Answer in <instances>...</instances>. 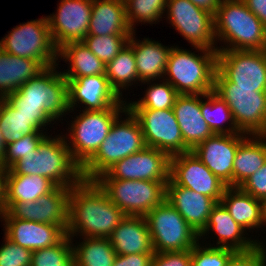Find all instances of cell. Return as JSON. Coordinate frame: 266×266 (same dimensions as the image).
<instances>
[{
    "label": "cell",
    "mask_w": 266,
    "mask_h": 266,
    "mask_svg": "<svg viewBox=\"0 0 266 266\" xmlns=\"http://www.w3.org/2000/svg\"><path fill=\"white\" fill-rule=\"evenodd\" d=\"M125 216L95 180L83 179L70 191L66 234L108 238Z\"/></svg>",
    "instance_id": "1"
},
{
    "label": "cell",
    "mask_w": 266,
    "mask_h": 266,
    "mask_svg": "<svg viewBox=\"0 0 266 266\" xmlns=\"http://www.w3.org/2000/svg\"><path fill=\"white\" fill-rule=\"evenodd\" d=\"M57 67L45 68L5 98L17 112L36 117L45 127L70 111L68 82Z\"/></svg>",
    "instance_id": "2"
},
{
    "label": "cell",
    "mask_w": 266,
    "mask_h": 266,
    "mask_svg": "<svg viewBox=\"0 0 266 266\" xmlns=\"http://www.w3.org/2000/svg\"><path fill=\"white\" fill-rule=\"evenodd\" d=\"M46 135L34 154L24 156L4 175H41L58 187L72 188L83 180L82 167L74 160L65 137Z\"/></svg>",
    "instance_id": "3"
},
{
    "label": "cell",
    "mask_w": 266,
    "mask_h": 266,
    "mask_svg": "<svg viewBox=\"0 0 266 266\" xmlns=\"http://www.w3.org/2000/svg\"><path fill=\"white\" fill-rule=\"evenodd\" d=\"M218 50H266V27L242 0H221L214 14ZM231 47V48H230Z\"/></svg>",
    "instance_id": "4"
},
{
    "label": "cell",
    "mask_w": 266,
    "mask_h": 266,
    "mask_svg": "<svg viewBox=\"0 0 266 266\" xmlns=\"http://www.w3.org/2000/svg\"><path fill=\"white\" fill-rule=\"evenodd\" d=\"M194 48L200 55L173 46L168 56L164 77L179 94L205 95L214 90L217 50Z\"/></svg>",
    "instance_id": "5"
},
{
    "label": "cell",
    "mask_w": 266,
    "mask_h": 266,
    "mask_svg": "<svg viewBox=\"0 0 266 266\" xmlns=\"http://www.w3.org/2000/svg\"><path fill=\"white\" fill-rule=\"evenodd\" d=\"M124 114L127 118L122 120L120 115L115 119L98 151L82 167L84 180H95L114 163L146 147L138 120L128 108Z\"/></svg>",
    "instance_id": "6"
},
{
    "label": "cell",
    "mask_w": 266,
    "mask_h": 266,
    "mask_svg": "<svg viewBox=\"0 0 266 266\" xmlns=\"http://www.w3.org/2000/svg\"><path fill=\"white\" fill-rule=\"evenodd\" d=\"M126 108L127 102L124 100L121 104L103 110H82L71 121V128L68 127L70 137L65 136V141L68 142L72 157L81 167L95 155L108 136L113 122Z\"/></svg>",
    "instance_id": "7"
},
{
    "label": "cell",
    "mask_w": 266,
    "mask_h": 266,
    "mask_svg": "<svg viewBox=\"0 0 266 266\" xmlns=\"http://www.w3.org/2000/svg\"><path fill=\"white\" fill-rule=\"evenodd\" d=\"M230 108L237 129L247 135H266V92L234 87L218 69L213 90Z\"/></svg>",
    "instance_id": "8"
},
{
    "label": "cell",
    "mask_w": 266,
    "mask_h": 266,
    "mask_svg": "<svg viewBox=\"0 0 266 266\" xmlns=\"http://www.w3.org/2000/svg\"><path fill=\"white\" fill-rule=\"evenodd\" d=\"M154 253L191 250L199 235L165 199L144 216Z\"/></svg>",
    "instance_id": "9"
},
{
    "label": "cell",
    "mask_w": 266,
    "mask_h": 266,
    "mask_svg": "<svg viewBox=\"0 0 266 266\" xmlns=\"http://www.w3.org/2000/svg\"><path fill=\"white\" fill-rule=\"evenodd\" d=\"M0 48L10 55L37 60L44 68L59 65L46 16L20 23L0 40Z\"/></svg>",
    "instance_id": "10"
},
{
    "label": "cell",
    "mask_w": 266,
    "mask_h": 266,
    "mask_svg": "<svg viewBox=\"0 0 266 266\" xmlns=\"http://www.w3.org/2000/svg\"><path fill=\"white\" fill-rule=\"evenodd\" d=\"M126 215L145 216L166 199L168 181L95 179Z\"/></svg>",
    "instance_id": "11"
},
{
    "label": "cell",
    "mask_w": 266,
    "mask_h": 266,
    "mask_svg": "<svg viewBox=\"0 0 266 266\" xmlns=\"http://www.w3.org/2000/svg\"><path fill=\"white\" fill-rule=\"evenodd\" d=\"M167 19L192 47L217 50L214 14L189 0H167ZM216 45V47H215Z\"/></svg>",
    "instance_id": "12"
},
{
    "label": "cell",
    "mask_w": 266,
    "mask_h": 266,
    "mask_svg": "<svg viewBox=\"0 0 266 266\" xmlns=\"http://www.w3.org/2000/svg\"><path fill=\"white\" fill-rule=\"evenodd\" d=\"M138 120L146 147L165 152L169 157L187 153L173 109H129Z\"/></svg>",
    "instance_id": "13"
},
{
    "label": "cell",
    "mask_w": 266,
    "mask_h": 266,
    "mask_svg": "<svg viewBox=\"0 0 266 266\" xmlns=\"http://www.w3.org/2000/svg\"><path fill=\"white\" fill-rule=\"evenodd\" d=\"M217 69L234 87L266 92V50H218Z\"/></svg>",
    "instance_id": "14"
},
{
    "label": "cell",
    "mask_w": 266,
    "mask_h": 266,
    "mask_svg": "<svg viewBox=\"0 0 266 266\" xmlns=\"http://www.w3.org/2000/svg\"><path fill=\"white\" fill-rule=\"evenodd\" d=\"M71 188L56 186L37 201L15 202L0 213L1 219H23L59 226L65 233L68 228L69 195Z\"/></svg>",
    "instance_id": "15"
},
{
    "label": "cell",
    "mask_w": 266,
    "mask_h": 266,
    "mask_svg": "<svg viewBox=\"0 0 266 266\" xmlns=\"http://www.w3.org/2000/svg\"><path fill=\"white\" fill-rule=\"evenodd\" d=\"M170 157L153 147L129 155L114 163L96 179L168 181Z\"/></svg>",
    "instance_id": "16"
},
{
    "label": "cell",
    "mask_w": 266,
    "mask_h": 266,
    "mask_svg": "<svg viewBox=\"0 0 266 266\" xmlns=\"http://www.w3.org/2000/svg\"><path fill=\"white\" fill-rule=\"evenodd\" d=\"M92 0H60L56 14L46 16L54 46L82 42L88 34Z\"/></svg>",
    "instance_id": "17"
},
{
    "label": "cell",
    "mask_w": 266,
    "mask_h": 266,
    "mask_svg": "<svg viewBox=\"0 0 266 266\" xmlns=\"http://www.w3.org/2000/svg\"><path fill=\"white\" fill-rule=\"evenodd\" d=\"M169 178L176 185L209 196L217 203L227 187L192 151L170 157Z\"/></svg>",
    "instance_id": "18"
},
{
    "label": "cell",
    "mask_w": 266,
    "mask_h": 266,
    "mask_svg": "<svg viewBox=\"0 0 266 266\" xmlns=\"http://www.w3.org/2000/svg\"><path fill=\"white\" fill-rule=\"evenodd\" d=\"M245 133L213 134L197 145L193 154L227 187H233V163Z\"/></svg>",
    "instance_id": "19"
},
{
    "label": "cell",
    "mask_w": 266,
    "mask_h": 266,
    "mask_svg": "<svg viewBox=\"0 0 266 266\" xmlns=\"http://www.w3.org/2000/svg\"><path fill=\"white\" fill-rule=\"evenodd\" d=\"M67 82L70 109L68 113L74 112L73 109L78 104L85 106L84 110H103L121 104L124 99L111 87L106 75L78 77Z\"/></svg>",
    "instance_id": "20"
},
{
    "label": "cell",
    "mask_w": 266,
    "mask_h": 266,
    "mask_svg": "<svg viewBox=\"0 0 266 266\" xmlns=\"http://www.w3.org/2000/svg\"><path fill=\"white\" fill-rule=\"evenodd\" d=\"M166 200L199 235L207 226L217 202L204 194L176 185L170 178L166 184Z\"/></svg>",
    "instance_id": "21"
},
{
    "label": "cell",
    "mask_w": 266,
    "mask_h": 266,
    "mask_svg": "<svg viewBox=\"0 0 266 266\" xmlns=\"http://www.w3.org/2000/svg\"><path fill=\"white\" fill-rule=\"evenodd\" d=\"M4 236L31 251L59 243L67 234L54 224L38 223L23 219H2Z\"/></svg>",
    "instance_id": "22"
},
{
    "label": "cell",
    "mask_w": 266,
    "mask_h": 266,
    "mask_svg": "<svg viewBox=\"0 0 266 266\" xmlns=\"http://www.w3.org/2000/svg\"><path fill=\"white\" fill-rule=\"evenodd\" d=\"M172 109L190 151L214 134L201 114V95L179 94Z\"/></svg>",
    "instance_id": "23"
},
{
    "label": "cell",
    "mask_w": 266,
    "mask_h": 266,
    "mask_svg": "<svg viewBox=\"0 0 266 266\" xmlns=\"http://www.w3.org/2000/svg\"><path fill=\"white\" fill-rule=\"evenodd\" d=\"M210 230L215 232V235L218 237L215 247L228 248L235 252H244L253 249L258 244H263L259 240H251V237L246 238L245 230L236 223L221 202H218L213 207L207 226L199 234V240L203 236L210 234Z\"/></svg>",
    "instance_id": "24"
},
{
    "label": "cell",
    "mask_w": 266,
    "mask_h": 266,
    "mask_svg": "<svg viewBox=\"0 0 266 266\" xmlns=\"http://www.w3.org/2000/svg\"><path fill=\"white\" fill-rule=\"evenodd\" d=\"M108 239L116 254L154 253L144 216L126 215Z\"/></svg>",
    "instance_id": "25"
},
{
    "label": "cell",
    "mask_w": 266,
    "mask_h": 266,
    "mask_svg": "<svg viewBox=\"0 0 266 266\" xmlns=\"http://www.w3.org/2000/svg\"><path fill=\"white\" fill-rule=\"evenodd\" d=\"M135 36L134 31L128 42L133 46L139 82L163 79L168 56L173 46L169 48L149 38L137 41Z\"/></svg>",
    "instance_id": "26"
},
{
    "label": "cell",
    "mask_w": 266,
    "mask_h": 266,
    "mask_svg": "<svg viewBox=\"0 0 266 266\" xmlns=\"http://www.w3.org/2000/svg\"><path fill=\"white\" fill-rule=\"evenodd\" d=\"M125 3L120 0H92V14L87 35H131Z\"/></svg>",
    "instance_id": "27"
},
{
    "label": "cell",
    "mask_w": 266,
    "mask_h": 266,
    "mask_svg": "<svg viewBox=\"0 0 266 266\" xmlns=\"http://www.w3.org/2000/svg\"><path fill=\"white\" fill-rule=\"evenodd\" d=\"M44 69L37 60L10 55L0 48V98H6Z\"/></svg>",
    "instance_id": "28"
},
{
    "label": "cell",
    "mask_w": 266,
    "mask_h": 266,
    "mask_svg": "<svg viewBox=\"0 0 266 266\" xmlns=\"http://www.w3.org/2000/svg\"><path fill=\"white\" fill-rule=\"evenodd\" d=\"M55 187L52 181L41 175H4L3 211L15 202L37 201Z\"/></svg>",
    "instance_id": "29"
},
{
    "label": "cell",
    "mask_w": 266,
    "mask_h": 266,
    "mask_svg": "<svg viewBox=\"0 0 266 266\" xmlns=\"http://www.w3.org/2000/svg\"><path fill=\"white\" fill-rule=\"evenodd\" d=\"M265 163L266 135H248L239 144L235 155L233 187H239Z\"/></svg>",
    "instance_id": "30"
},
{
    "label": "cell",
    "mask_w": 266,
    "mask_h": 266,
    "mask_svg": "<svg viewBox=\"0 0 266 266\" xmlns=\"http://www.w3.org/2000/svg\"><path fill=\"white\" fill-rule=\"evenodd\" d=\"M236 223L246 230L261 228V202L240 187H226L220 201Z\"/></svg>",
    "instance_id": "31"
},
{
    "label": "cell",
    "mask_w": 266,
    "mask_h": 266,
    "mask_svg": "<svg viewBox=\"0 0 266 266\" xmlns=\"http://www.w3.org/2000/svg\"><path fill=\"white\" fill-rule=\"evenodd\" d=\"M58 58L69 62V69L61 72L66 80L93 75H105L106 64L95 56L83 42H71L58 50Z\"/></svg>",
    "instance_id": "32"
},
{
    "label": "cell",
    "mask_w": 266,
    "mask_h": 266,
    "mask_svg": "<svg viewBox=\"0 0 266 266\" xmlns=\"http://www.w3.org/2000/svg\"><path fill=\"white\" fill-rule=\"evenodd\" d=\"M0 129L5 144L18 141L23 135L44 131L45 126L36 117H26L5 99L0 98Z\"/></svg>",
    "instance_id": "33"
},
{
    "label": "cell",
    "mask_w": 266,
    "mask_h": 266,
    "mask_svg": "<svg viewBox=\"0 0 266 266\" xmlns=\"http://www.w3.org/2000/svg\"><path fill=\"white\" fill-rule=\"evenodd\" d=\"M105 75L111 87L120 97L123 95V89L128 88L133 83L138 84L136 59L133 46L129 42L112 61L106 64Z\"/></svg>",
    "instance_id": "34"
},
{
    "label": "cell",
    "mask_w": 266,
    "mask_h": 266,
    "mask_svg": "<svg viewBox=\"0 0 266 266\" xmlns=\"http://www.w3.org/2000/svg\"><path fill=\"white\" fill-rule=\"evenodd\" d=\"M72 247L74 266H112L117 255L108 238L84 237Z\"/></svg>",
    "instance_id": "35"
},
{
    "label": "cell",
    "mask_w": 266,
    "mask_h": 266,
    "mask_svg": "<svg viewBox=\"0 0 266 266\" xmlns=\"http://www.w3.org/2000/svg\"><path fill=\"white\" fill-rule=\"evenodd\" d=\"M201 114L214 134L241 133L234 123L230 108L214 91L201 95ZM223 123L229 125L224 126Z\"/></svg>",
    "instance_id": "36"
},
{
    "label": "cell",
    "mask_w": 266,
    "mask_h": 266,
    "mask_svg": "<svg viewBox=\"0 0 266 266\" xmlns=\"http://www.w3.org/2000/svg\"><path fill=\"white\" fill-rule=\"evenodd\" d=\"M142 83L143 85L145 83H147V85L150 84L145 91V95L138 101L127 103L128 109L163 110L173 108L179 93L169 84L167 80L163 78L156 84L154 82L151 84V80Z\"/></svg>",
    "instance_id": "37"
},
{
    "label": "cell",
    "mask_w": 266,
    "mask_h": 266,
    "mask_svg": "<svg viewBox=\"0 0 266 266\" xmlns=\"http://www.w3.org/2000/svg\"><path fill=\"white\" fill-rule=\"evenodd\" d=\"M73 241L66 235L59 243L32 251L31 266H74Z\"/></svg>",
    "instance_id": "38"
},
{
    "label": "cell",
    "mask_w": 266,
    "mask_h": 266,
    "mask_svg": "<svg viewBox=\"0 0 266 266\" xmlns=\"http://www.w3.org/2000/svg\"><path fill=\"white\" fill-rule=\"evenodd\" d=\"M124 3L127 21L134 30L136 22L149 24L159 22L166 12L167 0H127Z\"/></svg>",
    "instance_id": "39"
},
{
    "label": "cell",
    "mask_w": 266,
    "mask_h": 266,
    "mask_svg": "<svg viewBox=\"0 0 266 266\" xmlns=\"http://www.w3.org/2000/svg\"><path fill=\"white\" fill-rule=\"evenodd\" d=\"M129 37L130 35H87L82 42L95 56L107 64L128 44Z\"/></svg>",
    "instance_id": "40"
},
{
    "label": "cell",
    "mask_w": 266,
    "mask_h": 266,
    "mask_svg": "<svg viewBox=\"0 0 266 266\" xmlns=\"http://www.w3.org/2000/svg\"><path fill=\"white\" fill-rule=\"evenodd\" d=\"M46 135H48L46 132L35 131L32 134L23 135L18 141L9 143L6 146V155L1 167L4 170H8L24 156L34 154V151L38 148V144Z\"/></svg>",
    "instance_id": "41"
},
{
    "label": "cell",
    "mask_w": 266,
    "mask_h": 266,
    "mask_svg": "<svg viewBox=\"0 0 266 266\" xmlns=\"http://www.w3.org/2000/svg\"><path fill=\"white\" fill-rule=\"evenodd\" d=\"M197 243L191 249V266H226L234 250Z\"/></svg>",
    "instance_id": "42"
},
{
    "label": "cell",
    "mask_w": 266,
    "mask_h": 266,
    "mask_svg": "<svg viewBox=\"0 0 266 266\" xmlns=\"http://www.w3.org/2000/svg\"><path fill=\"white\" fill-rule=\"evenodd\" d=\"M4 238L5 243L0 247V266H31L32 251Z\"/></svg>",
    "instance_id": "43"
},
{
    "label": "cell",
    "mask_w": 266,
    "mask_h": 266,
    "mask_svg": "<svg viewBox=\"0 0 266 266\" xmlns=\"http://www.w3.org/2000/svg\"><path fill=\"white\" fill-rule=\"evenodd\" d=\"M266 246L258 244L251 250L235 252L226 266H266Z\"/></svg>",
    "instance_id": "44"
},
{
    "label": "cell",
    "mask_w": 266,
    "mask_h": 266,
    "mask_svg": "<svg viewBox=\"0 0 266 266\" xmlns=\"http://www.w3.org/2000/svg\"><path fill=\"white\" fill-rule=\"evenodd\" d=\"M150 266H191V250L154 253Z\"/></svg>",
    "instance_id": "45"
},
{
    "label": "cell",
    "mask_w": 266,
    "mask_h": 266,
    "mask_svg": "<svg viewBox=\"0 0 266 266\" xmlns=\"http://www.w3.org/2000/svg\"><path fill=\"white\" fill-rule=\"evenodd\" d=\"M239 187L256 199L266 197V163Z\"/></svg>",
    "instance_id": "46"
},
{
    "label": "cell",
    "mask_w": 266,
    "mask_h": 266,
    "mask_svg": "<svg viewBox=\"0 0 266 266\" xmlns=\"http://www.w3.org/2000/svg\"><path fill=\"white\" fill-rule=\"evenodd\" d=\"M154 253L117 254L112 266H150Z\"/></svg>",
    "instance_id": "47"
},
{
    "label": "cell",
    "mask_w": 266,
    "mask_h": 266,
    "mask_svg": "<svg viewBox=\"0 0 266 266\" xmlns=\"http://www.w3.org/2000/svg\"><path fill=\"white\" fill-rule=\"evenodd\" d=\"M248 9L266 27V0H242Z\"/></svg>",
    "instance_id": "48"
},
{
    "label": "cell",
    "mask_w": 266,
    "mask_h": 266,
    "mask_svg": "<svg viewBox=\"0 0 266 266\" xmlns=\"http://www.w3.org/2000/svg\"><path fill=\"white\" fill-rule=\"evenodd\" d=\"M192 4L215 14L221 0H189Z\"/></svg>",
    "instance_id": "49"
},
{
    "label": "cell",
    "mask_w": 266,
    "mask_h": 266,
    "mask_svg": "<svg viewBox=\"0 0 266 266\" xmlns=\"http://www.w3.org/2000/svg\"><path fill=\"white\" fill-rule=\"evenodd\" d=\"M4 174H5V170L0 166V213L3 211Z\"/></svg>",
    "instance_id": "50"
},
{
    "label": "cell",
    "mask_w": 266,
    "mask_h": 266,
    "mask_svg": "<svg viewBox=\"0 0 266 266\" xmlns=\"http://www.w3.org/2000/svg\"><path fill=\"white\" fill-rule=\"evenodd\" d=\"M6 146L7 145L5 144L4 138L2 136V131L0 129V166L2 165L4 157L6 155Z\"/></svg>",
    "instance_id": "51"
},
{
    "label": "cell",
    "mask_w": 266,
    "mask_h": 266,
    "mask_svg": "<svg viewBox=\"0 0 266 266\" xmlns=\"http://www.w3.org/2000/svg\"><path fill=\"white\" fill-rule=\"evenodd\" d=\"M260 202H261V227H263L264 225H266V197L262 198Z\"/></svg>",
    "instance_id": "52"
}]
</instances>
